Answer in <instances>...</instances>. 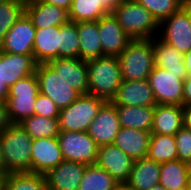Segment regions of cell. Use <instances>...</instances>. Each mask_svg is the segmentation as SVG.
Here are the masks:
<instances>
[{"label": "cell", "instance_id": "1", "mask_svg": "<svg viewBox=\"0 0 191 190\" xmlns=\"http://www.w3.org/2000/svg\"><path fill=\"white\" fill-rule=\"evenodd\" d=\"M88 94L112 101L122 83L118 56H102L87 60Z\"/></svg>", "mask_w": 191, "mask_h": 190}, {"label": "cell", "instance_id": "2", "mask_svg": "<svg viewBox=\"0 0 191 190\" xmlns=\"http://www.w3.org/2000/svg\"><path fill=\"white\" fill-rule=\"evenodd\" d=\"M7 174L31 173L33 139L20 124H11L0 134Z\"/></svg>", "mask_w": 191, "mask_h": 190}, {"label": "cell", "instance_id": "3", "mask_svg": "<svg viewBox=\"0 0 191 190\" xmlns=\"http://www.w3.org/2000/svg\"><path fill=\"white\" fill-rule=\"evenodd\" d=\"M112 14L132 40L153 39L159 34L158 21L136 0H122Z\"/></svg>", "mask_w": 191, "mask_h": 190}, {"label": "cell", "instance_id": "4", "mask_svg": "<svg viewBox=\"0 0 191 190\" xmlns=\"http://www.w3.org/2000/svg\"><path fill=\"white\" fill-rule=\"evenodd\" d=\"M122 80H145L155 67L153 39L131 40L118 56Z\"/></svg>", "mask_w": 191, "mask_h": 190}, {"label": "cell", "instance_id": "5", "mask_svg": "<svg viewBox=\"0 0 191 190\" xmlns=\"http://www.w3.org/2000/svg\"><path fill=\"white\" fill-rule=\"evenodd\" d=\"M39 93L36 73L18 80L8 88L5 101L11 124H19L25 118L34 115V104Z\"/></svg>", "mask_w": 191, "mask_h": 190}, {"label": "cell", "instance_id": "6", "mask_svg": "<svg viewBox=\"0 0 191 190\" xmlns=\"http://www.w3.org/2000/svg\"><path fill=\"white\" fill-rule=\"evenodd\" d=\"M106 101L89 94L80 95L71 105L60 110V131H87Z\"/></svg>", "mask_w": 191, "mask_h": 190}, {"label": "cell", "instance_id": "7", "mask_svg": "<svg viewBox=\"0 0 191 190\" xmlns=\"http://www.w3.org/2000/svg\"><path fill=\"white\" fill-rule=\"evenodd\" d=\"M188 73H173L154 67L148 76L156 104L183 106L184 79Z\"/></svg>", "mask_w": 191, "mask_h": 190}, {"label": "cell", "instance_id": "8", "mask_svg": "<svg viewBox=\"0 0 191 190\" xmlns=\"http://www.w3.org/2000/svg\"><path fill=\"white\" fill-rule=\"evenodd\" d=\"M57 139L64 160L86 166L96 163L99 145L87 131H60Z\"/></svg>", "mask_w": 191, "mask_h": 190}, {"label": "cell", "instance_id": "9", "mask_svg": "<svg viewBox=\"0 0 191 190\" xmlns=\"http://www.w3.org/2000/svg\"><path fill=\"white\" fill-rule=\"evenodd\" d=\"M35 73L40 92L51 98L59 110L71 105L81 95L48 64H37Z\"/></svg>", "mask_w": 191, "mask_h": 190}, {"label": "cell", "instance_id": "10", "mask_svg": "<svg viewBox=\"0 0 191 190\" xmlns=\"http://www.w3.org/2000/svg\"><path fill=\"white\" fill-rule=\"evenodd\" d=\"M158 37L184 54L191 49V17L183 6L159 23Z\"/></svg>", "mask_w": 191, "mask_h": 190}, {"label": "cell", "instance_id": "11", "mask_svg": "<svg viewBox=\"0 0 191 190\" xmlns=\"http://www.w3.org/2000/svg\"><path fill=\"white\" fill-rule=\"evenodd\" d=\"M36 28L31 19L24 13L9 29L4 40L0 43V51L33 55Z\"/></svg>", "mask_w": 191, "mask_h": 190}, {"label": "cell", "instance_id": "12", "mask_svg": "<svg viewBox=\"0 0 191 190\" xmlns=\"http://www.w3.org/2000/svg\"><path fill=\"white\" fill-rule=\"evenodd\" d=\"M134 160L113 144L99 146L96 165L106 170L119 184L127 183Z\"/></svg>", "mask_w": 191, "mask_h": 190}, {"label": "cell", "instance_id": "13", "mask_svg": "<svg viewBox=\"0 0 191 190\" xmlns=\"http://www.w3.org/2000/svg\"><path fill=\"white\" fill-rule=\"evenodd\" d=\"M116 106L106 101L90 123L87 133L99 145L113 144L120 130Z\"/></svg>", "mask_w": 191, "mask_h": 190}, {"label": "cell", "instance_id": "14", "mask_svg": "<svg viewBox=\"0 0 191 190\" xmlns=\"http://www.w3.org/2000/svg\"><path fill=\"white\" fill-rule=\"evenodd\" d=\"M64 160L57 137L32 142L31 173L45 175Z\"/></svg>", "mask_w": 191, "mask_h": 190}, {"label": "cell", "instance_id": "15", "mask_svg": "<svg viewBox=\"0 0 191 190\" xmlns=\"http://www.w3.org/2000/svg\"><path fill=\"white\" fill-rule=\"evenodd\" d=\"M98 30L102 46V56H119L132 40L123 31L112 13L98 20Z\"/></svg>", "mask_w": 191, "mask_h": 190}, {"label": "cell", "instance_id": "16", "mask_svg": "<svg viewBox=\"0 0 191 190\" xmlns=\"http://www.w3.org/2000/svg\"><path fill=\"white\" fill-rule=\"evenodd\" d=\"M34 55L12 54L0 51V75L9 88L18 80L36 72Z\"/></svg>", "mask_w": 191, "mask_h": 190}, {"label": "cell", "instance_id": "17", "mask_svg": "<svg viewBox=\"0 0 191 190\" xmlns=\"http://www.w3.org/2000/svg\"><path fill=\"white\" fill-rule=\"evenodd\" d=\"M81 95L88 94L87 60L80 58H56L47 63Z\"/></svg>", "mask_w": 191, "mask_h": 190}, {"label": "cell", "instance_id": "18", "mask_svg": "<svg viewBox=\"0 0 191 190\" xmlns=\"http://www.w3.org/2000/svg\"><path fill=\"white\" fill-rule=\"evenodd\" d=\"M86 165L63 160L44 176L48 190H78Z\"/></svg>", "mask_w": 191, "mask_h": 190}, {"label": "cell", "instance_id": "19", "mask_svg": "<svg viewBox=\"0 0 191 190\" xmlns=\"http://www.w3.org/2000/svg\"><path fill=\"white\" fill-rule=\"evenodd\" d=\"M111 102L114 105L156 106L153 91L147 79L122 80L117 94Z\"/></svg>", "mask_w": 191, "mask_h": 190}, {"label": "cell", "instance_id": "20", "mask_svg": "<svg viewBox=\"0 0 191 190\" xmlns=\"http://www.w3.org/2000/svg\"><path fill=\"white\" fill-rule=\"evenodd\" d=\"M25 13L35 28L61 26L69 21L67 10L41 0L25 4Z\"/></svg>", "mask_w": 191, "mask_h": 190}, {"label": "cell", "instance_id": "21", "mask_svg": "<svg viewBox=\"0 0 191 190\" xmlns=\"http://www.w3.org/2000/svg\"><path fill=\"white\" fill-rule=\"evenodd\" d=\"M60 26L36 28L33 55L37 64H47L58 58Z\"/></svg>", "mask_w": 191, "mask_h": 190}, {"label": "cell", "instance_id": "22", "mask_svg": "<svg viewBox=\"0 0 191 190\" xmlns=\"http://www.w3.org/2000/svg\"><path fill=\"white\" fill-rule=\"evenodd\" d=\"M150 138L148 131L121 127L114 144L135 161L147 157Z\"/></svg>", "mask_w": 191, "mask_h": 190}, {"label": "cell", "instance_id": "23", "mask_svg": "<svg viewBox=\"0 0 191 190\" xmlns=\"http://www.w3.org/2000/svg\"><path fill=\"white\" fill-rule=\"evenodd\" d=\"M183 127V106L156 104L151 134L174 136Z\"/></svg>", "mask_w": 191, "mask_h": 190}, {"label": "cell", "instance_id": "24", "mask_svg": "<svg viewBox=\"0 0 191 190\" xmlns=\"http://www.w3.org/2000/svg\"><path fill=\"white\" fill-rule=\"evenodd\" d=\"M161 163L148 157L135 160L127 184L135 190H149L160 181Z\"/></svg>", "mask_w": 191, "mask_h": 190}, {"label": "cell", "instance_id": "25", "mask_svg": "<svg viewBox=\"0 0 191 190\" xmlns=\"http://www.w3.org/2000/svg\"><path fill=\"white\" fill-rule=\"evenodd\" d=\"M115 106L121 127L151 132L155 106Z\"/></svg>", "mask_w": 191, "mask_h": 190}, {"label": "cell", "instance_id": "26", "mask_svg": "<svg viewBox=\"0 0 191 190\" xmlns=\"http://www.w3.org/2000/svg\"><path fill=\"white\" fill-rule=\"evenodd\" d=\"M153 54L155 67L163 68L173 73H187L184 53L162 41L158 36L153 38Z\"/></svg>", "mask_w": 191, "mask_h": 190}, {"label": "cell", "instance_id": "27", "mask_svg": "<svg viewBox=\"0 0 191 190\" xmlns=\"http://www.w3.org/2000/svg\"><path fill=\"white\" fill-rule=\"evenodd\" d=\"M77 31L79 35V58L89 60L102 57L98 21L77 22Z\"/></svg>", "mask_w": 191, "mask_h": 190}, {"label": "cell", "instance_id": "28", "mask_svg": "<svg viewBox=\"0 0 191 190\" xmlns=\"http://www.w3.org/2000/svg\"><path fill=\"white\" fill-rule=\"evenodd\" d=\"M191 165L181 160L161 163L159 184L167 190L187 188Z\"/></svg>", "mask_w": 191, "mask_h": 190}, {"label": "cell", "instance_id": "29", "mask_svg": "<svg viewBox=\"0 0 191 190\" xmlns=\"http://www.w3.org/2000/svg\"><path fill=\"white\" fill-rule=\"evenodd\" d=\"M19 124L33 140L58 137L60 132L58 118H47L34 114L31 117L25 118Z\"/></svg>", "mask_w": 191, "mask_h": 190}, {"label": "cell", "instance_id": "30", "mask_svg": "<svg viewBox=\"0 0 191 190\" xmlns=\"http://www.w3.org/2000/svg\"><path fill=\"white\" fill-rule=\"evenodd\" d=\"M147 157L157 163L177 160L175 136L151 134Z\"/></svg>", "mask_w": 191, "mask_h": 190}, {"label": "cell", "instance_id": "31", "mask_svg": "<svg viewBox=\"0 0 191 190\" xmlns=\"http://www.w3.org/2000/svg\"><path fill=\"white\" fill-rule=\"evenodd\" d=\"M119 183L96 164L87 165L78 190H114Z\"/></svg>", "mask_w": 191, "mask_h": 190}, {"label": "cell", "instance_id": "32", "mask_svg": "<svg viewBox=\"0 0 191 190\" xmlns=\"http://www.w3.org/2000/svg\"><path fill=\"white\" fill-rule=\"evenodd\" d=\"M109 14L98 0H73L68 11L69 21H98L101 17Z\"/></svg>", "mask_w": 191, "mask_h": 190}, {"label": "cell", "instance_id": "33", "mask_svg": "<svg viewBox=\"0 0 191 190\" xmlns=\"http://www.w3.org/2000/svg\"><path fill=\"white\" fill-rule=\"evenodd\" d=\"M4 190H48L45 176L36 173L7 174Z\"/></svg>", "mask_w": 191, "mask_h": 190}, {"label": "cell", "instance_id": "34", "mask_svg": "<svg viewBox=\"0 0 191 190\" xmlns=\"http://www.w3.org/2000/svg\"><path fill=\"white\" fill-rule=\"evenodd\" d=\"M79 58V35L77 23L68 21L60 26L58 58Z\"/></svg>", "mask_w": 191, "mask_h": 190}, {"label": "cell", "instance_id": "35", "mask_svg": "<svg viewBox=\"0 0 191 190\" xmlns=\"http://www.w3.org/2000/svg\"><path fill=\"white\" fill-rule=\"evenodd\" d=\"M25 13V4L21 0L0 3V43L9 29Z\"/></svg>", "mask_w": 191, "mask_h": 190}, {"label": "cell", "instance_id": "36", "mask_svg": "<svg viewBox=\"0 0 191 190\" xmlns=\"http://www.w3.org/2000/svg\"><path fill=\"white\" fill-rule=\"evenodd\" d=\"M145 7L160 23L171 14L177 12L183 3L180 0H136Z\"/></svg>", "mask_w": 191, "mask_h": 190}, {"label": "cell", "instance_id": "37", "mask_svg": "<svg viewBox=\"0 0 191 190\" xmlns=\"http://www.w3.org/2000/svg\"><path fill=\"white\" fill-rule=\"evenodd\" d=\"M174 136L178 160L191 165V130L182 127Z\"/></svg>", "mask_w": 191, "mask_h": 190}, {"label": "cell", "instance_id": "38", "mask_svg": "<svg viewBox=\"0 0 191 190\" xmlns=\"http://www.w3.org/2000/svg\"><path fill=\"white\" fill-rule=\"evenodd\" d=\"M59 113V108L51 98L40 92L34 104V114L47 118H59Z\"/></svg>", "mask_w": 191, "mask_h": 190}, {"label": "cell", "instance_id": "39", "mask_svg": "<svg viewBox=\"0 0 191 190\" xmlns=\"http://www.w3.org/2000/svg\"><path fill=\"white\" fill-rule=\"evenodd\" d=\"M11 125L8 117L7 104L5 100H0V134Z\"/></svg>", "mask_w": 191, "mask_h": 190}, {"label": "cell", "instance_id": "40", "mask_svg": "<svg viewBox=\"0 0 191 190\" xmlns=\"http://www.w3.org/2000/svg\"><path fill=\"white\" fill-rule=\"evenodd\" d=\"M191 105V75L184 79L183 106Z\"/></svg>", "mask_w": 191, "mask_h": 190}, {"label": "cell", "instance_id": "41", "mask_svg": "<svg viewBox=\"0 0 191 190\" xmlns=\"http://www.w3.org/2000/svg\"><path fill=\"white\" fill-rule=\"evenodd\" d=\"M101 6L108 12L112 13V11L118 7V5L122 2V0H98Z\"/></svg>", "mask_w": 191, "mask_h": 190}, {"label": "cell", "instance_id": "42", "mask_svg": "<svg viewBox=\"0 0 191 190\" xmlns=\"http://www.w3.org/2000/svg\"><path fill=\"white\" fill-rule=\"evenodd\" d=\"M183 127L191 130V105L183 106Z\"/></svg>", "mask_w": 191, "mask_h": 190}, {"label": "cell", "instance_id": "43", "mask_svg": "<svg viewBox=\"0 0 191 190\" xmlns=\"http://www.w3.org/2000/svg\"><path fill=\"white\" fill-rule=\"evenodd\" d=\"M69 11L73 0H41Z\"/></svg>", "mask_w": 191, "mask_h": 190}, {"label": "cell", "instance_id": "44", "mask_svg": "<svg viewBox=\"0 0 191 190\" xmlns=\"http://www.w3.org/2000/svg\"><path fill=\"white\" fill-rule=\"evenodd\" d=\"M184 63H185L188 75H191V49L184 54Z\"/></svg>", "mask_w": 191, "mask_h": 190}, {"label": "cell", "instance_id": "45", "mask_svg": "<svg viewBox=\"0 0 191 190\" xmlns=\"http://www.w3.org/2000/svg\"><path fill=\"white\" fill-rule=\"evenodd\" d=\"M7 96H8V87L3 83L0 75V100H6Z\"/></svg>", "mask_w": 191, "mask_h": 190}, {"label": "cell", "instance_id": "46", "mask_svg": "<svg viewBox=\"0 0 191 190\" xmlns=\"http://www.w3.org/2000/svg\"><path fill=\"white\" fill-rule=\"evenodd\" d=\"M6 177L5 168H0V190H4Z\"/></svg>", "mask_w": 191, "mask_h": 190}, {"label": "cell", "instance_id": "47", "mask_svg": "<svg viewBox=\"0 0 191 190\" xmlns=\"http://www.w3.org/2000/svg\"><path fill=\"white\" fill-rule=\"evenodd\" d=\"M114 190H135L131 188L127 183L118 184Z\"/></svg>", "mask_w": 191, "mask_h": 190}, {"label": "cell", "instance_id": "48", "mask_svg": "<svg viewBox=\"0 0 191 190\" xmlns=\"http://www.w3.org/2000/svg\"><path fill=\"white\" fill-rule=\"evenodd\" d=\"M183 8L189 13V15L191 17V0H186L183 3Z\"/></svg>", "mask_w": 191, "mask_h": 190}, {"label": "cell", "instance_id": "49", "mask_svg": "<svg viewBox=\"0 0 191 190\" xmlns=\"http://www.w3.org/2000/svg\"><path fill=\"white\" fill-rule=\"evenodd\" d=\"M0 168H5V162L3 159V152H2V146L0 142Z\"/></svg>", "mask_w": 191, "mask_h": 190}, {"label": "cell", "instance_id": "50", "mask_svg": "<svg viewBox=\"0 0 191 190\" xmlns=\"http://www.w3.org/2000/svg\"><path fill=\"white\" fill-rule=\"evenodd\" d=\"M149 190H167V189L165 187H163L162 185L158 184V185L153 186Z\"/></svg>", "mask_w": 191, "mask_h": 190}, {"label": "cell", "instance_id": "51", "mask_svg": "<svg viewBox=\"0 0 191 190\" xmlns=\"http://www.w3.org/2000/svg\"><path fill=\"white\" fill-rule=\"evenodd\" d=\"M187 189L191 190V172L189 174L188 182H187Z\"/></svg>", "mask_w": 191, "mask_h": 190}, {"label": "cell", "instance_id": "52", "mask_svg": "<svg viewBox=\"0 0 191 190\" xmlns=\"http://www.w3.org/2000/svg\"><path fill=\"white\" fill-rule=\"evenodd\" d=\"M24 4H28L34 1H38V0H21Z\"/></svg>", "mask_w": 191, "mask_h": 190}, {"label": "cell", "instance_id": "53", "mask_svg": "<svg viewBox=\"0 0 191 190\" xmlns=\"http://www.w3.org/2000/svg\"><path fill=\"white\" fill-rule=\"evenodd\" d=\"M8 1H14V0H0V3L1 2H8Z\"/></svg>", "mask_w": 191, "mask_h": 190}]
</instances>
